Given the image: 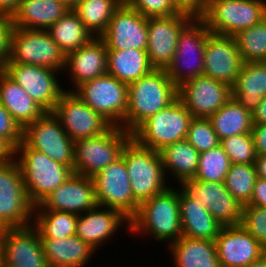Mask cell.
<instances>
[{
    "label": "cell",
    "mask_w": 266,
    "mask_h": 267,
    "mask_svg": "<svg viewBox=\"0 0 266 267\" xmlns=\"http://www.w3.org/2000/svg\"><path fill=\"white\" fill-rule=\"evenodd\" d=\"M130 234L168 242V246L182 237L179 191L174 185L139 204L130 220ZM143 235V236H142Z\"/></svg>",
    "instance_id": "obj_1"
},
{
    "label": "cell",
    "mask_w": 266,
    "mask_h": 267,
    "mask_svg": "<svg viewBox=\"0 0 266 267\" xmlns=\"http://www.w3.org/2000/svg\"><path fill=\"white\" fill-rule=\"evenodd\" d=\"M178 98V87L165 69L149 74L128 85V108L124 130L133 133L144 121L168 107Z\"/></svg>",
    "instance_id": "obj_2"
},
{
    "label": "cell",
    "mask_w": 266,
    "mask_h": 267,
    "mask_svg": "<svg viewBox=\"0 0 266 267\" xmlns=\"http://www.w3.org/2000/svg\"><path fill=\"white\" fill-rule=\"evenodd\" d=\"M15 158L22 172L28 199L34 207L74 173L68 166L30 148L23 140L15 149Z\"/></svg>",
    "instance_id": "obj_3"
},
{
    "label": "cell",
    "mask_w": 266,
    "mask_h": 267,
    "mask_svg": "<svg viewBox=\"0 0 266 267\" xmlns=\"http://www.w3.org/2000/svg\"><path fill=\"white\" fill-rule=\"evenodd\" d=\"M121 156L125 160L133 197L139 203L171 186L159 151L142 146L131 137L124 145ZM168 181L170 185H167Z\"/></svg>",
    "instance_id": "obj_4"
},
{
    "label": "cell",
    "mask_w": 266,
    "mask_h": 267,
    "mask_svg": "<svg viewBox=\"0 0 266 267\" xmlns=\"http://www.w3.org/2000/svg\"><path fill=\"white\" fill-rule=\"evenodd\" d=\"M198 16L212 34L233 37L266 17V0H206Z\"/></svg>",
    "instance_id": "obj_5"
},
{
    "label": "cell",
    "mask_w": 266,
    "mask_h": 267,
    "mask_svg": "<svg viewBox=\"0 0 266 267\" xmlns=\"http://www.w3.org/2000/svg\"><path fill=\"white\" fill-rule=\"evenodd\" d=\"M65 57L47 30L13 27L5 64H31L63 72Z\"/></svg>",
    "instance_id": "obj_6"
},
{
    "label": "cell",
    "mask_w": 266,
    "mask_h": 267,
    "mask_svg": "<svg viewBox=\"0 0 266 267\" xmlns=\"http://www.w3.org/2000/svg\"><path fill=\"white\" fill-rule=\"evenodd\" d=\"M132 134L120 126H110L104 133L74 142V170L76 174L93 178L107 165L121 156Z\"/></svg>",
    "instance_id": "obj_7"
},
{
    "label": "cell",
    "mask_w": 266,
    "mask_h": 267,
    "mask_svg": "<svg viewBox=\"0 0 266 267\" xmlns=\"http://www.w3.org/2000/svg\"><path fill=\"white\" fill-rule=\"evenodd\" d=\"M210 34L206 23L198 15L180 32L175 55L165 69L167 76L177 87L203 75L204 50Z\"/></svg>",
    "instance_id": "obj_8"
},
{
    "label": "cell",
    "mask_w": 266,
    "mask_h": 267,
    "mask_svg": "<svg viewBox=\"0 0 266 267\" xmlns=\"http://www.w3.org/2000/svg\"><path fill=\"white\" fill-rule=\"evenodd\" d=\"M193 118L177 98L168 107L144 121L132 133V137L140 145L160 151L169 144L185 140Z\"/></svg>",
    "instance_id": "obj_9"
},
{
    "label": "cell",
    "mask_w": 266,
    "mask_h": 267,
    "mask_svg": "<svg viewBox=\"0 0 266 267\" xmlns=\"http://www.w3.org/2000/svg\"><path fill=\"white\" fill-rule=\"evenodd\" d=\"M73 92L112 126L124 129L128 85L106 73L82 83Z\"/></svg>",
    "instance_id": "obj_10"
},
{
    "label": "cell",
    "mask_w": 266,
    "mask_h": 267,
    "mask_svg": "<svg viewBox=\"0 0 266 267\" xmlns=\"http://www.w3.org/2000/svg\"><path fill=\"white\" fill-rule=\"evenodd\" d=\"M33 208L17 159L0 164V223L5 228L31 225Z\"/></svg>",
    "instance_id": "obj_11"
},
{
    "label": "cell",
    "mask_w": 266,
    "mask_h": 267,
    "mask_svg": "<svg viewBox=\"0 0 266 267\" xmlns=\"http://www.w3.org/2000/svg\"><path fill=\"white\" fill-rule=\"evenodd\" d=\"M23 141L30 148L74 170V142L52 112H45L28 124L23 129Z\"/></svg>",
    "instance_id": "obj_12"
},
{
    "label": "cell",
    "mask_w": 266,
    "mask_h": 267,
    "mask_svg": "<svg viewBox=\"0 0 266 267\" xmlns=\"http://www.w3.org/2000/svg\"><path fill=\"white\" fill-rule=\"evenodd\" d=\"M177 184L181 185L177 189L186 199L197 198L223 226L241 223L243 205L227 190L224 182L199 181L192 178L182 179Z\"/></svg>",
    "instance_id": "obj_13"
},
{
    "label": "cell",
    "mask_w": 266,
    "mask_h": 267,
    "mask_svg": "<svg viewBox=\"0 0 266 267\" xmlns=\"http://www.w3.org/2000/svg\"><path fill=\"white\" fill-rule=\"evenodd\" d=\"M2 70L45 112H53L56 103L66 91L58 79L61 71L31 64H4Z\"/></svg>",
    "instance_id": "obj_14"
},
{
    "label": "cell",
    "mask_w": 266,
    "mask_h": 267,
    "mask_svg": "<svg viewBox=\"0 0 266 267\" xmlns=\"http://www.w3.org/2000/svg\"><path fill=\"white\" fill-rule=\"evenodd\" d=\"M98 206L116 209L130 220L139 209L133 197L128 171L122 156L107 165L93 178Z\"/></svg>",
    "instance_id": "obj_15"
},
{
    "label": "cell",
    "mask_w": 266,
    "mask_h": 267,
    "mask_svg": "<svg viewBox=\"0 0 266 267\" xmlns=\"http://www.w3.org/2000/svg\"><path fill=\"white\" fill-rule=\"evenodd\" d=\"M196 16L189 10L167 17H147V56L154 69H166L177 49L182 29Z\"/></svg>",
    "instance_id": "obj_16"
},
{
    "label": "cell",
    "mask_w": 266,
    "mask_h": 267,
    "mask_svg": "<svg viewBox=\"0 0 266 267\" xmlns=\"http://www.w3.org/2000/svg\"><path fill=\"white\" fill-rule=\"evenodd\" d=\"M52 113L73 142L98 136L111 126L73 91H65L61 95Z\"/></svg>",
    "instance_id": "obj_17"
},
{
    "label": "cell",
    "mask_w": 266,
    "mask_h": 267,
    "mask_svg": "<svg viewBox=\"0 0 266 267\" xmlns=\"http://www.w3.org/2000/svg\"><path fill=\"white\" fill-rule=\"evenodd\" d=\"M230 98L232 88L205 75L194 77L178 87V99L196 118H209Z\"/></svg>",
    "instance_id": "obj_18"
},
{
    "label": "cell",
    "mask_w": 266,
    "mask_h": 267,
    "mask_svg": "<svg viewBox=\"0 0 266 267\" xmlns=\"http://www.w3.org/2000/svg\"><path fill=\"white\" fill-rule=\"evenodd\" d=\"M107 50L138 49L147 50L148 28L147 17L121 5L109 20L106 31L100 36Z\"/></svg>",
    "instance_id": "obj_19"
},
{
    "label": "cell",
    "mask_w": 266,
    "mask_h": 267,
    "mask_svg": "<svg viewBox=\"0 0 266 267\" xmlns=\"http://www.w3.org/2000/svg\"><path fill=\"white\" fill-rule=\"evenodd\" d=\"M97 206L93 179L73 173L33 210L62 211L80 215Z\"/></svg>",
    "instance_id": "obj_20"
},
{
    "label": "cell",
    "mask_w": 266,
    "mask_h": 267,
    "mask_svg": "<svg viewBox=\"0 0 266 267\" xmlns=\"http://www.w3.org/2000/svg\"><path fill=\"white\" fill-rule=\"evenodd\" d=\"M4 267H49L37 229L6 228L1 241Z\"/></svg>",
    "instance_id": "obj_21"
},
{
    "label": "cell",
    "mask_w": 266,
    "mask_h": 267,
    "mask_svg": "<svg viewBox=\"0 0 266 267\" xmlns=\"http://www.w3.org/2000/svg\"><path fill=\"white\" fill-rule=\"evenodd\" d=\"M215 244L221 267H246L266 254V248L241 224L222 226Z\"/></svg>",
    "instance_id": "obj_22"
},
{
    "label": "cell",
    "mask_w": 266,
    "mask_h": 267,
    "mask_svg": "<svg viewBox=\"0 0 266 267\" xmlns=\"http://www.w3.org/2000/svg\"><path fill=\"white\" fill-rule=\"evenodd\" d=\"M243 63L234 37L212 33L207 37L203 75L232 87Z\"/></svg>",
    "instance_id": "obj_23"
},
{
    "label": "cell",
    "mask_w": 266,
    "mask_h": 267,
    "mask_svg": "<svg viewBox=\"0 0 266 267\" xmlns=\"http://www.w3.org/2000/svg\"><path fill=\"white\" fill-rule=\"evenodd\" d=\"M102 209V210H101ZM127 227L130 233L131 222L122 212L108 207L97 206L83 214L78 215L76 236L88 243L96 251L107 244L108 239L119 229ZM112 236V237H111ZM107 241V242H106Z\"/></svg>",
    "instance_id": "obj_24"
},
{
    "label": "cell",
    "mask_w": 266,
    "mask_h": 267,
    "mask_svg": "<svg viewBox=\"0 0 266 267\" xmlns=\"http://www.w3.org/2000/svg\"><path fill=\"white\" fill-rule=\"evenodd\" d=\"M107 47L101 37H93L88 43L65 57L63 73H67L74 91L82 83L107 73Z\"/></svg>",
    "instance_id": "obj_25"
},
{
    "label": "cell",
    "mask_w": 266,
    "mask_h": 267,
    "mask_svg": "<svg viewBox=\"0 0 266 267\" xmlns=\"http://www.w3.org/2000/svg\"><path fill=\"white\" fill-rule=\"evenodd\" d=\"M49 267H85L96 250L80 237L40 238Z\"/></svg>",
    "instance_id": "obj_26"
},
{
    "label": "cell",
    "mask_w": 266,
    "mask_h": 267,
    "mask_svg": "<svg viewBox=\"0 0 266 267\" xmlns=\"http://www.w3.org/2000/svg\"><path fill=\"white\" fill-rule=\"evenodd\" d=\"M0 103L22 129L45 113L28 93L2 69H0Z\"/></svg>",
    "instance_id": "obj_27"
},
{
    "label": "cell",
    "mask_w": 266,
    "mask_h": 267,
    "mask_svg": "<svg viewBox=\"0 0 266 267\" xmlns=\"http://www.w3.org/2000/svg\"><path fill=\"white\" fill-rule=\"evenodd\" d=\"M68 10L56 0H21L11 19L13 27L47 30Z\"/></svg>",
    "instance_id": "obj_28"
},
{
    "label": "cell",
    "mask_w": 266,
    "mask_h": 267,
    "mask_svg": "<svg viewBox=\"0 0 266 267\" xmlns=\"http://www.w3.org/2000/svg\"><path fill=\"white\" fill-rule=\"evenodd\" d=\"M182 235L188 238L213 240L222 228L203 203L186 199L179 192Z\"/></svg>",
    "instance_id": "obj_29"
},
{
    "label": "cell",
    "mask_w": 266,
    "mask_h": 267,
    "mask_svg": "<svg viewBox=\"0 0 266 267\" xmlns=\"http://www.w3.org/2000/svg\"><path fill=\"white\" fill-rule=\"evenodd\" d=\"M168 247L174 267H221L213 240L182 236Z\"/></svg>",
    "instance_id": "obj_30"
},
{
    "label": "cell",
    "mask_w": 266,
    "mask_h": 267,
    "mask_svg": "<svg viewBox=\"0 0 266 267\" xmlns=\"http://www.w3.org/2000/svg\"><path fill=\"white\" fill-rule=\"evenodd\" d=\"M232 88V97L253 113L266 96V62H244Z\"/></svg>",
    "instance_id": "obj_31"
},
{
    "label": "cell",
    "mask_w": 266,
    "mask_h": 267,
    "mask_svg": "<svg viewBox=\"0 0 266 267\" xmlns=\"http://www.w3.org/2000/svg\"><path fill=\"white\" fill-rule=\"evenodd\" d=\"M107 74L115 76L126 85L149 74L150 65L146 50H107Z\"/></svg>",
    "instance_id": "obj_32"
},
{
    "label": "cell",
    "mask_w": 266,
    "mask_h": 267,
    "mask_svg": "<svg viewBox=\"0 0 266 267\" xmlns=\"http://www.w3.org/2000/svg\"><path fill=\"white\" fill-rule=\"evenodd\" d=\"M159 152L166 178L171 176L179 182L195 177L200 153L186 139L169 144Z\"/></svg>",
    "instance_id": "obj_33"
},
{
    "label": "cell",
    "mask_w": 266,
    "mask_h": 267,
    "mask_svg": "<svg viewBox=\"0 0 266 267\" xmlns=\"http://www.w3.org/2000/svg\"><path fill=\"white\" fill-rule=\"evenodd\" d=\"M208 119L218 135L219 140L235 135L251 133L253 127L252 113L246 110L233 97Z\"/></svg>",
    "instance_id": "obj_34"
},
{
    "label": "cell",
    "mask_w": 266,
    "mask_h": 267,
    "mask_svg": "<svg viewBox=\"0 0 266 267\" xmlns=\"http://www.w3.org/2000/svg\"><path fill=\"white\" fill-rule=\"evenodd\" d=\"M47 31L65 56L85 45L94 37L74 10H68Z\"/></svg>",
    "instance_id": "obj_35"
},
{
    "label": "cell",
    "mask_w": 266,
    "mask_h": 267,
    "mask_svg": "<svg viewBox=\"0 0 266 267\" xmlns=\"http://www.w3.org/2000/svg\"><path fill=\"white\" fill-rule=\"evenodd\" d=\"M78 215L52 210H33L32 225L40 238H64L76 235Z\"/></svg>",
    "instance_id": "obj_36"
},
{
    "label": "cell",
    "mask_w": 266,
    "mask_h": 267,
    "mask_svg": "<svg viewBox=\"0 0 266 267\" xmlns=\"http://www.w3.org/2000/svg\"><path fill=\"white\" fill-rule=\"evenodd\" d=\"M120 6L117 0H81L74 11L92 35L100 37Z\"/></svg>",
    "instance_id": "obj_37"
},
{
    "label": "cell",
    "mask_w": 266,
    "mask_h": 267,
    "mask_svg": "<svg viewBox=\"0 0 266 267\" xmlns=\"http://www.w3.org/2000/svg\"><path fill=\"white\" fill-rule=\"evenodd\" d=\"M233 37L243 62H266V17Z\"/></svg>",
    "instance_id": "obj_38"
},
{
    "label": "cell",
    "mask_w": 266,
    "mask_h": 267,
    "mask_svg": "<svg viewBox=\"0 0 266 267\" xmlns=\"http://www.w3.org/2000/svg\"><path fill=\"white\" fill-rule=\"evenodd\" d=\"M257 172L255 164H231L224 184L227 190L242 205L250 202Z\"/></svg>",
    "instance_id": "obj_39"
},
{
    "label": "cell",
    "mask_w": 266,
    "mask_h": 267,
    "mask_svg": "<svg viewBox=\"0 0 266 267\" xmlns=\"http://www.w3.org/2000/svg\"><path fill=\"white\" fill-rule=\"evenodd\" d=\"M230 160L221 145L199 155L198 170L193 178L199 181L224 182L230 168Z\"/></svg>",
    "instance_id": "obj_40"
},
{
    "label": "cell",
    "mask_w": 266,
    "mask_h": 267,
    "mask_svg": "<svg viewBox=\"0 0 266 267\" xmlns=\"http://www.w3.org/2000/svg\"><path fill=\"white\" fill-rule=\"evenodd\" d=\"M220 145L231 164H252L257 158L252 133L231 136L220 140Z\"/></svg>",
    "instance_id": "obj_41"
},
{
    "label": "cell",
    "mask_w": 266,
    "mask_h": 267,
    "mask_svg": "<svg viewBox=\"0 0 266 267\" xmlns=\"http://www.w3.org/2000/svg\"><path fill=\"white\" fill-rule=\"evenodd\" d=\"M186 140L199 152L208 151L220 145L218 135L208 118L194 117L190 122Z\"/></svg>",
    "instance_id": "obj_42"
},
{
    "label": "cell",
    "mask_w": 266,
    "mask_h": 267,
    "mask_svg": "<svg viewBox=\"0 0 266 267\" xmlns=\"http://www.w3.org/2000/svg\"><path fill=\"white\" fill-rule=\"evenodd\" d=\"M240 224L266 248V208L244 205Z\"/></svg>",
    "instance_id": "obj_43"
},
{
    "label": "cell",
    "mask_w": 266,
    "mask_h": 267,
    "mask_svg": "<svg viewBox=\"0 0 266 267\" xmlns=\"http://www.w3.org/2000/svg\"><path fill=\"white\" fill-rule=\"evenodd\" d=\"M129 6L145 17H167L183 10L174 0H133Z\"/></svg>",
    "instance_id": "obj_44"
},
{
    "label": "cell",
    "mask_w": 266,
    "mask_h": 267,
    "mask_svg": "<svg viewBox=\"0 0 266 267\" xmlns=\"http://www.w3.org/2000/svg\"><path fill=\"white\" fill-rule=\"evenodd\" d=\"M0 138L14 150L23 140V129L13 119L9 111L0 103Z\"/></svg>",
    "instance_id": "obj_45"
},
{
    "label": "cell",
    "mask_w": 266,
    "mask_h": 267,
    "mask_svg": "<svg viewBox=\"0 0 266 267\" xmlns=\"http://www.w3.org/2000/svg\"><path fill=\"white\" fill-rule=\"evenodd\" d=\"M12 29L13 23L11 16L0 14V69L3 68L9 55Z\"/></svg>",
    "instance_id": "obj_46"
},
{
    "label": "cell",
    "mask_w": 266,
    "mask_h": 267,
    "mask_svg": "<svg viewBox=\"0 0 266 267\" xmlns=\"http://www.w3.org/2000/svg\"><path fill=\"white\" fill-rule=\"evenodd\" d=\"M256 155H266V124H253L251 130Z\"/></svg>",
    "instance_id": "obj_47"
},
{
    "label": "cell",
    "mask_w": 266,
    "mask_h": 267,
    "mask_svg": "<svg viewBox=\"0 0 266 267\" xmlns=\"http://www.w3.org/2000/svg\"><path fill=\"white\" fill-rule=\"evenodd\" d=\"M246 205L266 208V180L257 177L251 200Z\"/></svg>",
    "instance_id": "obj_48"
},
{
    "label": "cell",
    "mask_w": 266,
    "mask_h": 267,
    "mask_svg": "<svg viewBox=\"0 0 266 267\" xmlns=\"http://www.w3.org/2000/svg\"><path fill=\"white\" fill-rule=\"evenodd\" d=\"M182 9L189 10L198 15L206 2V0H174Z\"/></svg>",
    "instance_id": "obj_49"
},
{
    "label": "cell",
    "mask_w": 266,
    "mask_h": 267,
    "mask_svg": "<svg viewBox=\"0 0 266 267\" xmlns=\"http://www.w3.org/2000/svg\"><path fill=\"white\" fill-rule=\"evenodd\" d=\"M15 158V150L2 138H0V164Z\"/></svg>",
    "instance_id": "obj_50"
},
{
    "label": "cell",
    "mask_w": 266,
    "mask_h": 267,
    "mask_svg": "<svg viewBox=\"0 0 266 267\" xmlns=\"http://www.w3.org/2000/svg\"><path fill=\"white\" fill-rule=\"evenodd\" d=\"M252 116L253 124H266V96L262 98Z\"/></svg>",
    "instance_id": "obj_51"
},
{
    "label": "cell",
    "mask_w": 266,
    "mask_h": 267,
    "mask_svg": "<svg viewBox=\"0 0 266 267\" xmlns=\"http://www.w3.org/2000/svg\"><path fill=\"white\" fill-rule=\"evenodd\" d=\"M21 0H0V14L12 16Z\"/></svg>",
    "instance_id": "obj_52"
},
{
    "label": "cell",
    "mask_w": 266,
    "mask_h": 267,
    "mask_svg": "<svg viewBox=\"0 0 266 267\" xmlns=\"http://www.w3.org/2000/svg\"><path fill=\"white\" fill-rule=\"evenodd\" d=\"M254 164L257 172V177L266 180V155L257 156Z\"/></svg>",
    "instance_id": "obj_53"
},
{
    "label": "cell",
    "mask_w": 266,
    "mask_h": 267,
    "mask_svg": "<svg viewBox=\"0 0 266 267\" xmlns=\"http://www.w3.org/2000/svg\"><path fill=\"white\" fill-rule=\"evenodd\" d=\"M65 5L69 10H74L81 0H56Z\"/></svg>",
    "instance_id": "obj_54"
},
{
    "label": "cell",
    "mask_w": 266,
    "mask_h": 267,
    "mask_svg": "<svg viewBox=\"0 0 266 267\" xmlns=\"http://www.w3.org/2000/svg\"><path fill=\"white\" fill-rule=\"evenodd\" d=\"M246 267H266V254Z\"/></svg>",
    "instance_id": "obj_55"
},
{
    "label": "cell",
    "mask_w": 266,
    "mask_h": 267,
    "mask_svg": "<svg viewBox=\"0 0 266 267\" xmlns=\"http://www.w3.org/2000/svg\"><path fill=\"white\" fill-rule=\"evenodd\" d=\"M5 229H6L5 226L0 223V244H1Z\"/></svg>",
    "instance_id": "obj_56"
},
{
    "label": "cell",
    "mask_w": 266,
    "mask_h": 267,
    "mask_svg": "<svg viewBox=\"0 0 266 267\" xmlns=\"http://www.w3.org/2000/svg\"><path fill=\"white\" fill-rule=\"evenodd\" d=\"M0 267H4L3 250L1 245H0Z\"/></svg>",
    "instance_id": "obj_57"
},
{
    "label": "cell",
    "mask_w": 266,
    "mask_h": 267,
    "mask_svg": "<svg viewBox=\"0 0 266 267\" xmlns=\"http://www.w3.org/2000/svg\"><path fill=\"white\" fill-rule=\"evenodd\" d=\"M121 5H129L133 0H117Z\"/></svg>",
    "instance_id": "obj_58"
}]
</instances>
